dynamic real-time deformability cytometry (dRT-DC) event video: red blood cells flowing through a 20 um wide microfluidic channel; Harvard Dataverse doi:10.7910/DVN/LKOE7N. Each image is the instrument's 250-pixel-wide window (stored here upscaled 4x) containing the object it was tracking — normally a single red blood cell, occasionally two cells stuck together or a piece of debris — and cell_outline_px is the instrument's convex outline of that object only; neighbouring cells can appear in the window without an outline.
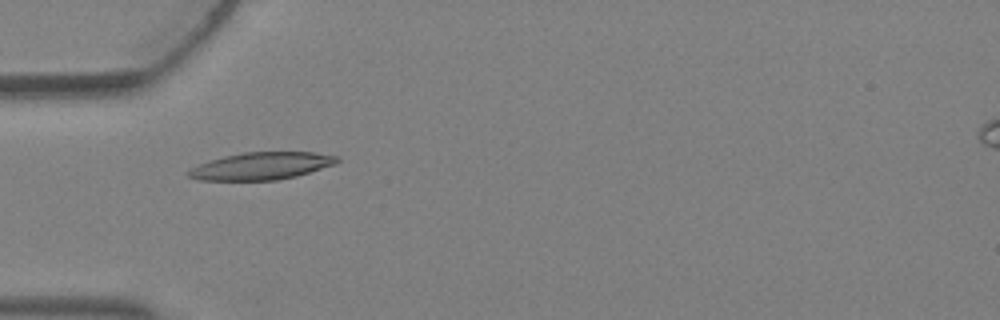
{"species": "Egyptian fruit bat (a non-hibernating species)", "species_latin": "Rousettus aegyptiacus", "temperature_condition": "warm", "stored_images_in_passage": 3, "camera_frame_rate_fps": 3000, "um_per_image_px": 0.085, "animal": {"sex": "female"}, "frame": {"image": 1, "passage_image": 3, "time_ms": 0.667, "image_size_px": [1000, 320], "cell_outline_px": [[340, 160], [336, 164], [296, 176], [276, 180], [200, 180], [188, 176], [184, 172], [200, 164], [224, 156], [244, 152], [316, 152], [340, 156]], "centroid_in_image_um": [22.26, 14.1], "position_along_channel_um": 62.7, "area_um2": 23.64}}